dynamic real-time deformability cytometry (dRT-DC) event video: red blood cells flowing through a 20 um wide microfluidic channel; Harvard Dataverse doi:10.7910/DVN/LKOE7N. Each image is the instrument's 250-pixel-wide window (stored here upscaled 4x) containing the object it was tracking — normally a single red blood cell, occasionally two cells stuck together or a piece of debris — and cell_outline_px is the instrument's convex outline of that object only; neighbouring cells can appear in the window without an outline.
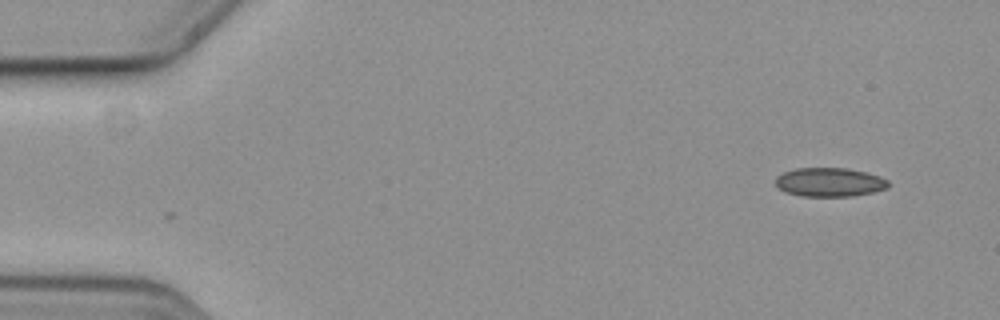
{"species": "common noctule bat (a hibernating species)", "species_latin": "Nyctalus noctula", "temperature_condition": "cold", "stored_images_in_passage": 51, "camera_frame_rate_fps": 3000, "um_per_image_px": 0.085, "animal": {"sex": "female", "body_mass_g": 19.3, "forearm_length_mm": 54.1}, "frame": {"image": 1, "passage_image": 1, "time_ms": 0.0, "image_size_px": [1000, 320], "cell_outline_px": [[888, 188], [872, 192], [852, 196], [800, 196], [784, 192], [776, 184], [776, 176], [784, 172], [796, 168], [848, 168], [880, 176], [888, 180]], "centroid_in_image_um": [70.5, 15.48], "position_along_channel_um": 14.5, "area_um2": 18.96}}
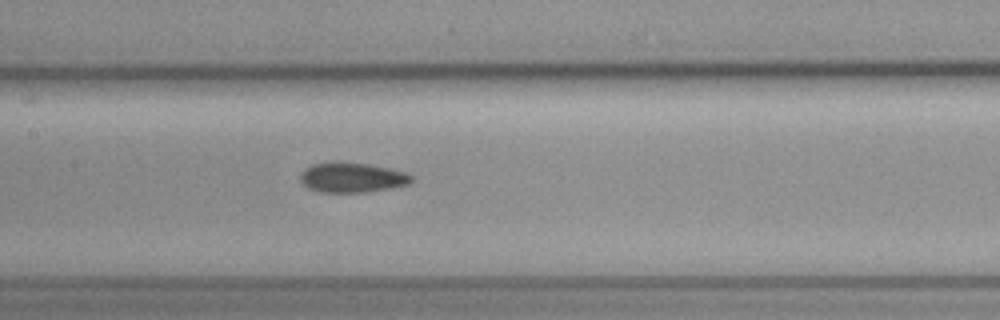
{"frame": {"image": 2, "passage_image": 24, "time_ms": 7.667, "image_size_px": [1000, 320], "cell_outline_px": [[412, 180], [408, 184], [392, 188], [364, 192], [320, 192], [308, 188], [300, 180], [300, 172], [304, 168], [312, 164], [332, 160], [368, 164], [408, 172], [412, 176]], "centroid_in_image_um": [29.89, 15.06], "position_along_channel_um": 177.5, "area_um2": 19.71}}
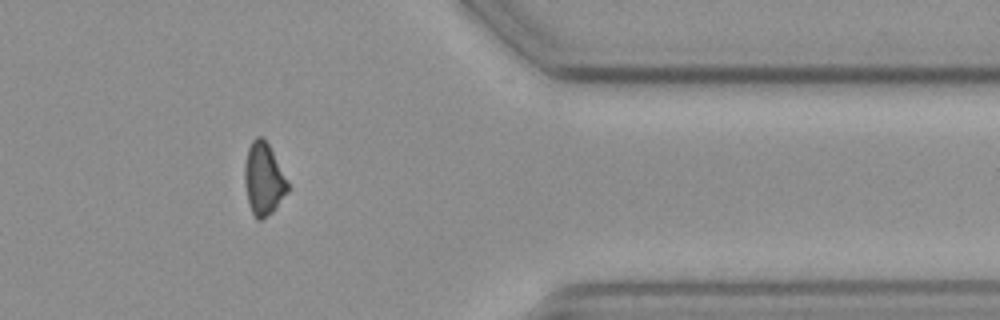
{"frame": {"image": 3, "passage_image": 43, "time_ms": 14.0, "image_size_px": [1000, 320], "cell_outline_px": [[288, 192], [272, 212], [260, 220], [256, 220], [248, 204], [244, 184], [244, 168], [248, 148], [252, 140], [256, 136], [260, 136], [268, 144], [288, 180]], "centroid_in_image_um": [22.39, 15.23], "position_along_channel_um": 389.0, "area_um2": 18.15}}